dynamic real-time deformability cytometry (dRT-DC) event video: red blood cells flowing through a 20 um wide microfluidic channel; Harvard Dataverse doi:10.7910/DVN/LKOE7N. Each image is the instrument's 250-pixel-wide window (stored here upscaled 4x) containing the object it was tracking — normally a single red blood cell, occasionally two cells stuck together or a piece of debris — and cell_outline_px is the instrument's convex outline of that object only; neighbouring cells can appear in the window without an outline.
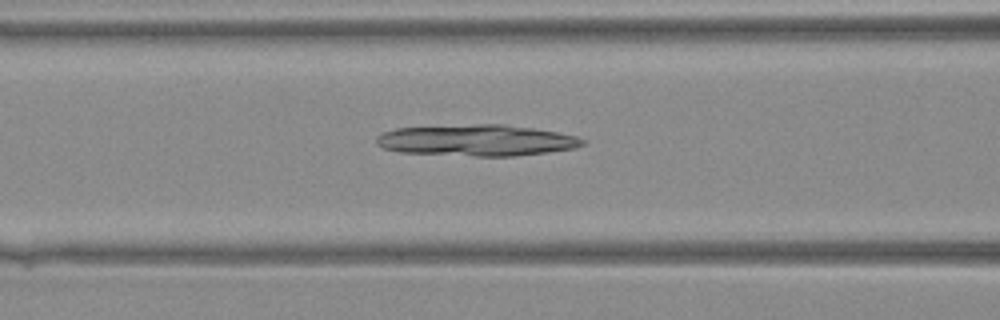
{"species": "Egyptian fruit bat (a non-hibernating species)", "species_latin": "Rousettus aegyptiacus", "temperature_condition": "warm", "stored_images_in_passage": 42, "camera_frame_rate_fps": 3000, "um_per_image_px": 0.085, "animal": {"sex": "female"}, "frame": {"image": 1, "passage_image": 18, "time_ms": 5.667, "image_size_px": [1000, 320], "cell_outline_px": [[584, 144], [576, 148], [548, 152], [516, 156], [472, 156], [400, 152], [384, 148], [376, 144], [376, 136], [380, 132], [396, 128], [476, 124], [504, 124], [532, 128], [556, 132], [576, 136], [584, 140]], "centroid_in_image_um": [40.49, 11.93], "position_along_channel_um": 126.1, "area_um2": 37.69}}
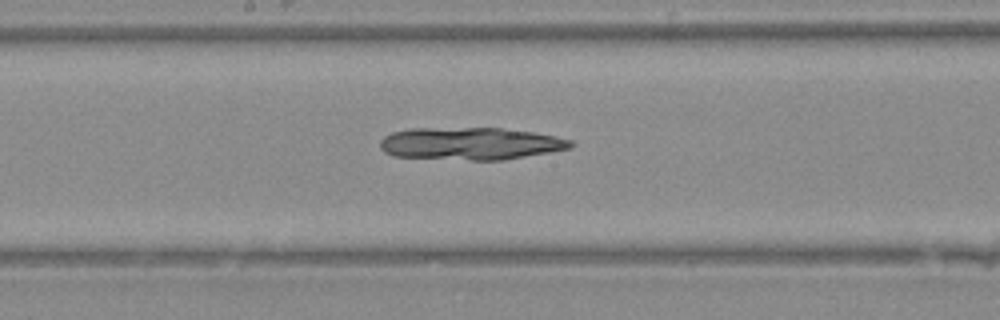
{"frame": {"image": 2, "passage_image": 23, "time_ms": 7.333, "image_size_px": [1000, 320], "cell_outline_px": [[576, 144], [572, 148], [504, 160], [472, 160], [396, 156], [384, 152], [380, 148], [380, 140], [384, 136], [392, 132], [408, 128], [500, 128], [532, 132], [572, 140]], "centroid_in_image_um": [39.99, 12.2], "position_along_channel_um": 208.2, "area_um2": 36.01}}
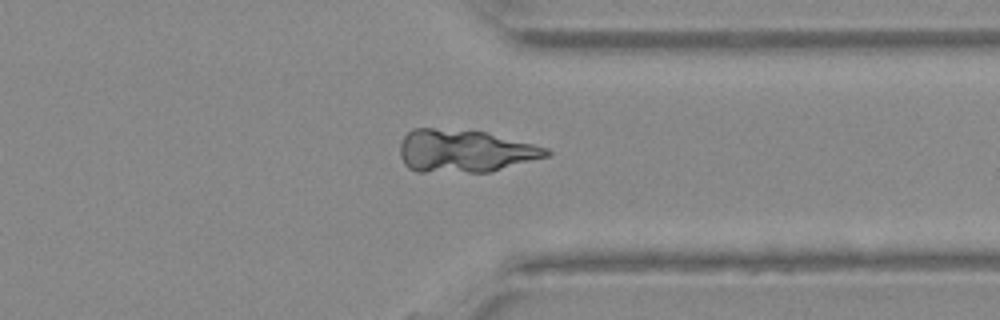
{"frame": {"image": 3, "passage_image": 33, "time_ms": 10.667, "image_size_px": [1000, 320], "cell_outline_px": [[552, 152], [548, 156], [488, 172], [416, 172], [408, 168], [404, 164], [400, 156], [400, 144], [404, 136], [412, 128], [432, 128], [484, 132], [548, 148]], "centroid_in_image_um": [39.44, 12.85], "position_along_channel_um": 372.0, "area_um2": 36.18}}